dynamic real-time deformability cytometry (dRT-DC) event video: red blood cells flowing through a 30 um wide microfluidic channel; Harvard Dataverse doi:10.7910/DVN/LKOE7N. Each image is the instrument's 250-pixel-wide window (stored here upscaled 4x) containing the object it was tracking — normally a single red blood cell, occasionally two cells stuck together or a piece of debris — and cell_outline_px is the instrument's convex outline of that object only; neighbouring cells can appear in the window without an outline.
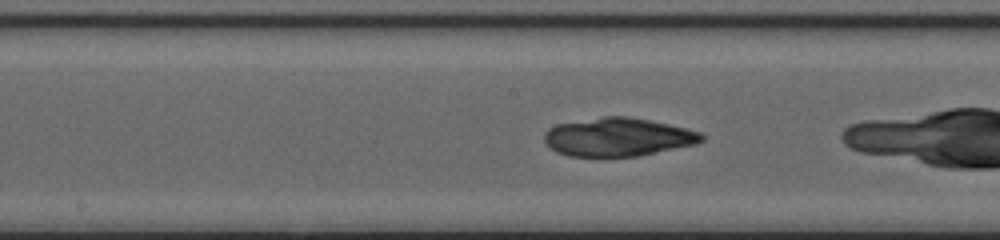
{"species": "common noctule bat (a hibernating species)", "species_latin": "Nyctalus noctula", "temperature_condition": "cold", "stored_images_in_passage": 34, "camera_frame_rate_fps": 3000, "um_per_image_px": 0.085, "animal": {"sex": "female", "body_mass_g": 20.0, "forearm_length_mm": 54.0}, "frame": {"image": 1, "passage_image": 19, "time_ms": 6.0, "image_size_px": [1000, 240], "cell_outline_px": [[704, 140], [696, 144], [640, 156], [568, 156], [556, 152], [544, 140], [544, 132], [548, 128], [556, 124], [604, 116], [628, 116], [668, 124], [700, 132], [704, 136]], "centroid_in_image_um": [52.52, 11.65], "position_along_channel_um": 195.7, "area_um2": 35.14}}
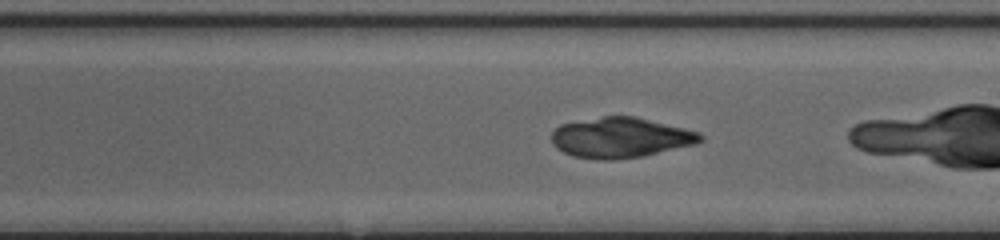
{"frame": {"image": 2, "passage_image": 22, "time_ms": 7.0, "image_size_px": [1000, 240], "cell_outline_px": [[704, 140], [696, 144], [644, 156], [612, 160], [600, 160], [572, 156], [556, 148], [552, 144], [552, 132], [560, 124], [604, 116], [636, 116], [700, 132], [704, 136]], "centroid_in_image_um": [52.77, 11.7], "position_along_channel_um": 236.2, "area_um2": 35.14}}